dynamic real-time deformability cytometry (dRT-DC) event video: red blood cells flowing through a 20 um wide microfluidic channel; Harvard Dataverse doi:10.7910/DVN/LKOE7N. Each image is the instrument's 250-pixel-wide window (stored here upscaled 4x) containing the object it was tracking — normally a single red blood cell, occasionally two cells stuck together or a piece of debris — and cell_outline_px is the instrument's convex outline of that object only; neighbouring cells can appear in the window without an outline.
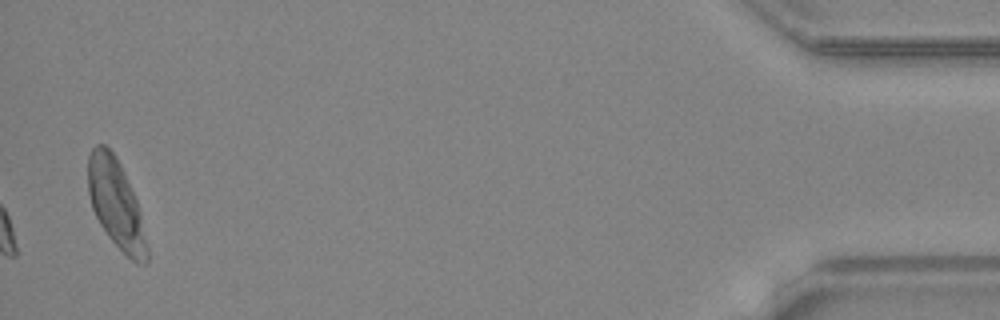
{"species": "common noctule bat (a hibernating species)", "species_latin": "Nyctalus noctula", "temperature_condition": "warm", "stored_images_in_passage": 34, "camera_frame_rate_fps": 3000, "um_per_image_px": 0.085, "animal": {"sex": "female", "body_mass_g": 24.6, "forearm_length_mm": 56.2}, "frame": {"image": 1, "passage_image": 34, "time_ms": 11.0, "image_size_px": [1000, 320], "cell_outline_px": [[148, 260], [144, 264], [132, 260], [108, 236], [100, 224], [92, 208], [88, 192], [88, 156], [92, 148], [96, 144], [104, 144], [112, 152], [120, 164], [136, 200], [140, 212], [148, 248]], "centroid_in_image_um": [9.84, 17.31], "position_along_channel_um": 425.4, "area_um2": 29.94}, "authors_computed_cell_mechanics": {"area_um2": 18.207, "velocity_mm_per_s": 4.377, "shape_relaxation_time_tau1_ms": 2.4009, "shape_relaxation_time_tau2_ms": 1.9374, "deformation_change_tau1": 0.1044, "deformation_change_tau2": 0.0641}}